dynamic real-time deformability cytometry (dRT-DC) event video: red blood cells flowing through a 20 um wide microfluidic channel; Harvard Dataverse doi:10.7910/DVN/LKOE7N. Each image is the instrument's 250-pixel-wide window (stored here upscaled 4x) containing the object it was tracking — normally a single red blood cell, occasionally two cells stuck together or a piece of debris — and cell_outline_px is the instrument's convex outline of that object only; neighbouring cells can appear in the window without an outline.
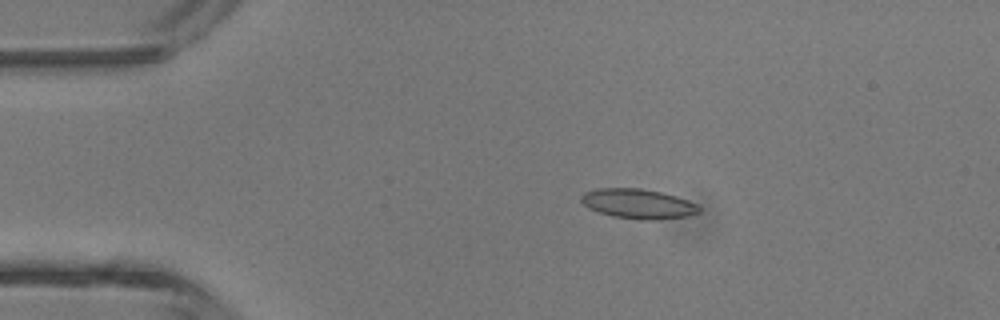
{"species": "common noctule bat (a hibernating species)", "species_latin": "Nyctalus noctula", "temperature_condition": "room temperature", "stored_images_in_passage": 4, "camera_frame_rate_fps": 3000, "um_per_image_px": 0.085, "animal": {"sex": "male", "body_mass_g": 13.3}, "frame": {"image": 1, "passage_image": 3, "time_ms": 2.333, "image_size_px": [1000, 320], "cell_outline_px": [[700, 212], [688, 216], [656, 220], [640, 220], [612, 216], [588, 208], [580, 200], [580, 196], [584, 192], [596, 188], [640, 188], [660, 192], [676, 196], [688, 200], [696, 204], [700, 208]], "centroid_in_image_um": [54.23, 17.32], "position_along_channel_um": 30.8, "area_um2": 20.52}}